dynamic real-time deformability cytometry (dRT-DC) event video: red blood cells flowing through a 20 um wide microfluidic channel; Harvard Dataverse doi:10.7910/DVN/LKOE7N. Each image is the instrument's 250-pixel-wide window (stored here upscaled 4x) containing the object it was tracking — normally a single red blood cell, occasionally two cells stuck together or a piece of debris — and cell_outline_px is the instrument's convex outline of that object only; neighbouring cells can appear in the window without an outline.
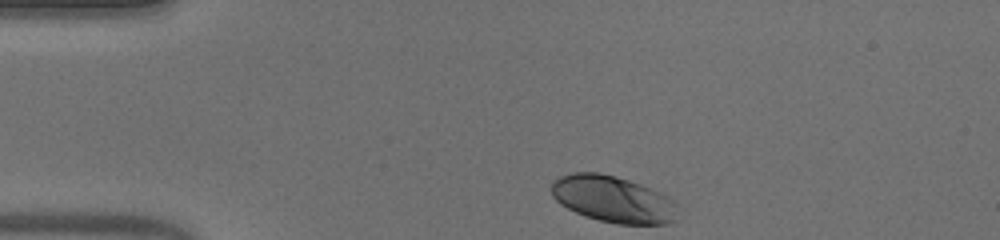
{"species": "human", "species_latin": "Homo sapiens", "temperature_condition": "warm", "stored_images_in_passage": 36, "camera_frame_rate_fps": 3000, "um_per_image_px": 0.085, "donor": {"sex": "male"}, "frame": {"image": 1, "passage_image": 1, "time_ms": 0.0, "image_size_px": [1000, 240], "cell_outline_px": [[676, 220], [668, 224], [616, 224], [584, 216], [560, 204], [552, 196], [548, 188], [552, 180], [560, 176], [572, 172], [600, 172], [616, 176], [652, 188], [668, 196], [676, 204]], "centroid_in_image_um": [52.07, 16.92], "position_along_channel_um": 32.9, "area_um2": 34.68}}
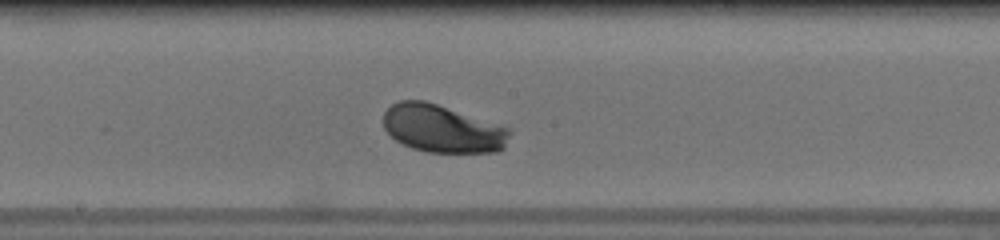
{"frame": {"image": 2, "passage_image": 19, "time_ms": 6.0, "image_size_px": [1000, 240], "cell_outline_px": [[512, 132], [504, 148], [500, 152], [428, 152], [412, 148], [396, 140], [384, 128], [384, 112], [392, 104], [400, 100], [424, 100], [508, 128]], "centroid_in_image_um": [37.6, 10.95], "position_along_channel_um": 210.6, "area_um2": 34.68}}
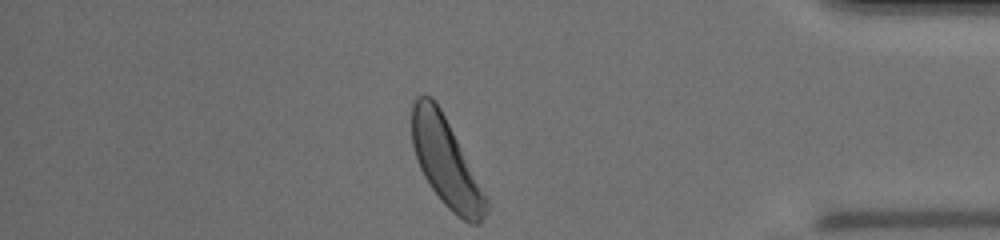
{"frame": {"image": 3, "passage_image": 36, "time_ms": 11.667, "image_size_px": [1000, 240], "cell_outline_px": [[492, 204], [488, 212], [480, 224], [472, 224], [456, 216], [440, 200], [424, 176], [416, 160], [412, 144], [412, 104], [416, 96], [432, 96], [436, 100]], "centroid_in_image_um": [37.94, 13.83], "position_along_channel_um": 397.3, "area_um2": 38.55}, "authors_computed_cell_mechanics": {"area_um2": 34.9112, "velocity_mm_per_s": 3.8416, "shape_relaxation_time_tau1_ms": 1.5346, "shape_relaxation_time_tau2_ms": null, "deformation_change_tau1": 0.1161, "deformation_change_tau2": null}}